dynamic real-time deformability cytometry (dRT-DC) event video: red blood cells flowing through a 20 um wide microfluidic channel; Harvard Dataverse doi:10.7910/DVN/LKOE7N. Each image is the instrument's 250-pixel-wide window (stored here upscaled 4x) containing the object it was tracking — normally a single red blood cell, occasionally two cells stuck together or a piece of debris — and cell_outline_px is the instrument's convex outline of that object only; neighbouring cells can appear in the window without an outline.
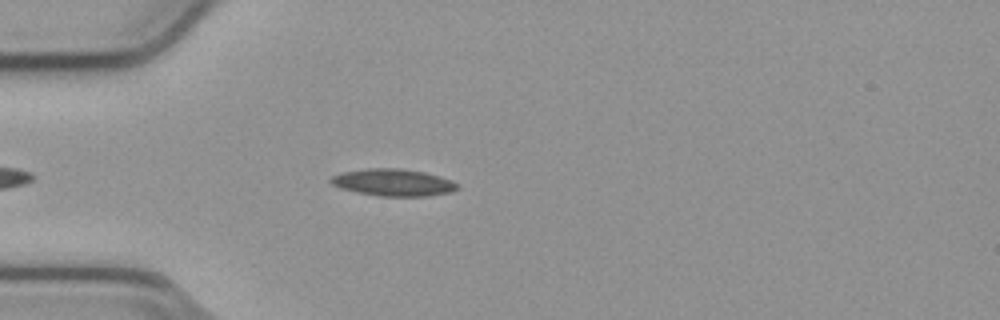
{"species": "common noctule bat (a hibernating species)", "species_latin": "Nyctalus noctula", "temperature_condition": "cold", "stored_images_in_passage": 43, "camera_frame_rate_fps": 3000, "um_per_image_px": 0.085, "animal": {"sex": "male", "body_mass_g": 23.1, "forearm_length_mm": 52.7}, "frame": {"image": 1, "passage_image": 7, "time_ms": 2.0, "image_size_px": [1000, 320], "cell_outline_px": [[460, 188], [452, 192], [428, 196], [380, 196], [340, 188], [332, 184], [328, 180], [332, 176], [344, 172], [368, 168], [400, 168], [424, 172], [452, 180]], "centroid_in_image_um": [33.45, 15.51], "position_along_channel_um": 51.6, "area_um2": 19.83}}
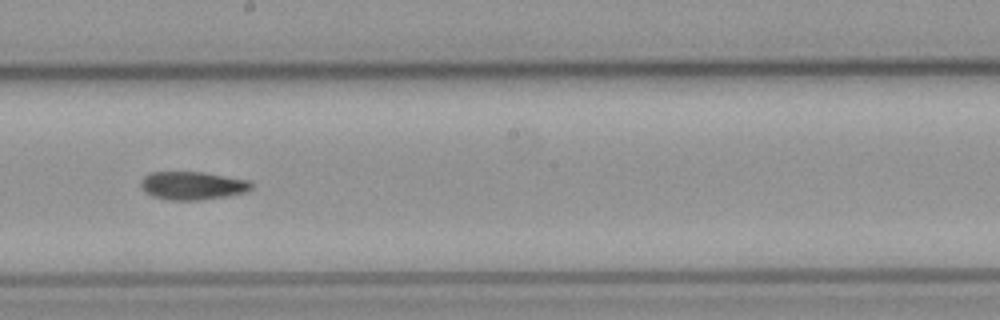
{"frame": {"image": 2, "passage_image": 22, "time_ms": 7.0, "image_size_px": [1000, 320], "cell_outline_px": [[252, 188], [244, 192], [228, 196], [200, 200], [168, 200], [152, 196], [144, 192], [140, 184], [140, 180], [144, 176], [152, 172], [204, 172], [248, 180], [252, 184]], "centroid_in_image_um": [16.33, 15.78], "position_along_channel_um": 231.9, "area_um2": 18.21}}
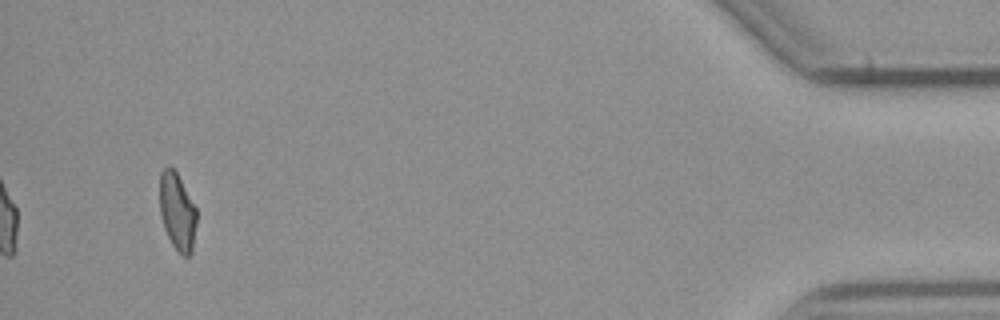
{"frame": {"image": 3, "passage_image": 43, "time_ms": 14.0, "image_size_px": [1000, 320], "cell_outline_px": [[196, 224], [192, 252], [188, 256], [184, 256], [172, 244], [164, 228], [160, 212], [160, 172], [168, 164], [176, 172], [196, 208]], "centroid_in_image_um": [15.06, 17.97], "position_along_channel_um": 420.1, "area_um2": 16.42}, "authors_computed_cell_mechanics": {"area_um2": 18.0914, "velocity_mm_per_s": 3.8098, "shape_relaxation_time_tau1_ms": 11.1527, "shape_relaxation_time_tau2_ms": null, "deformation_change_tau1": 0.2111, "deformation_change_tau2": null}}